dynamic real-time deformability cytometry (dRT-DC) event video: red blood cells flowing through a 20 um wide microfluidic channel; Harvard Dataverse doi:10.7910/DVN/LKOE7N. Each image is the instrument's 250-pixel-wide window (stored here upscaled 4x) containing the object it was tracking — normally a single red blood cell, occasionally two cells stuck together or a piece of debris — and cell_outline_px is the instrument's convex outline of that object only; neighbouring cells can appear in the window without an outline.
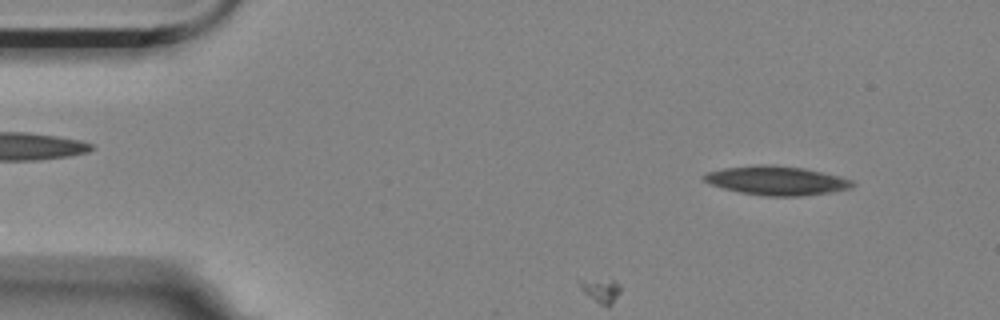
{"species": "Egyptian fruit bat (a non-hibernating species)", "species_latin": "Rousettus aegyptiacus", "temperature_condition": "room temperature", "stored_images_in_passage": 30, "camera_frame_rate_fps": 3000, "um_per_image_px": 0.085, "animal": {"sex": "female"}, "frame": {"image": 1, "passage_image": 5, "time_ms": 1.333, "image_size_px": [1000, 320], "cell_outline_px": [[856, 184], [848, 188], [828, 192], [800, 196], [768, 196], [740, 192], [724, 188], [712, 184], [704, 180], [700, 176], [704, 172], [724, 168], [768, 164], [772, 164], [804, 168], [840, 176], [852, 180]], "centroid_in_image_um": [65.98, 15.34], "position_along_channel_um": 19.0, "area_um2": 24.85}}